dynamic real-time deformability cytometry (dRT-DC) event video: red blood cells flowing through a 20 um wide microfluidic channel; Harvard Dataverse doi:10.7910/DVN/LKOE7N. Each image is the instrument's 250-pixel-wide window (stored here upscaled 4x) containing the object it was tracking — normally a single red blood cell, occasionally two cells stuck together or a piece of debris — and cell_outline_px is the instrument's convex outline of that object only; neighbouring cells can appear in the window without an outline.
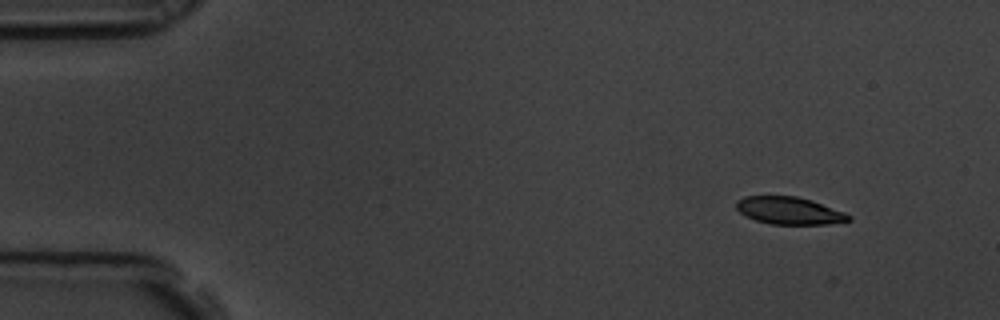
{"species": "common noctule bat (a hibernating species)", "species_latin": "Nyctalus noctula", "temperature_condition": "room temperature", "stored_images_in_passage": 10, "camera_frame_rate_fps": 3000, "um_per_image_px": 0.085, "animal": {"sex": "male", "body_mass_g": 19.5, "forearm_length_mm": 54.6}, "frame": {"image": 1, "passage_image": 1, "time_ms": 0.0, "image_size_px": [1000, 320], "cell_outline_px": [[852, 220], [828, 224], [772, 224], [756, 220], [744, 216], [736, 208], [736, 200], [744, 196], [796, 196], [812, 200], [844, 212], [852, 216]], "centroid_in_image_um": [67.08, 17.9], "position_along_channel_um": 17.9, "area_um2": 17.98}}
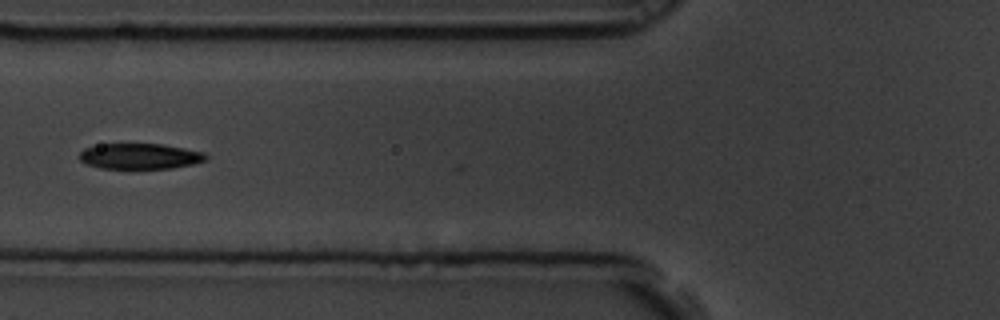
{"frame": {"image": 2, "passage_image": 6, "time_ms": 1.667, "image_size_px": [1000, 320], "cell_outline_px": [[208, 160], [192, 164], [172, 168], [132, 172], [100, 168], [84, 164], [80, 160], [80, 152], [84, 148], [100, 144], [160, 144], [184, 148], [204, 152], [208, 156]], "centroid_in_image_um": [11.87, 13.34], "position_along_channel_um": 113.9, "area_um2": 19.94}}
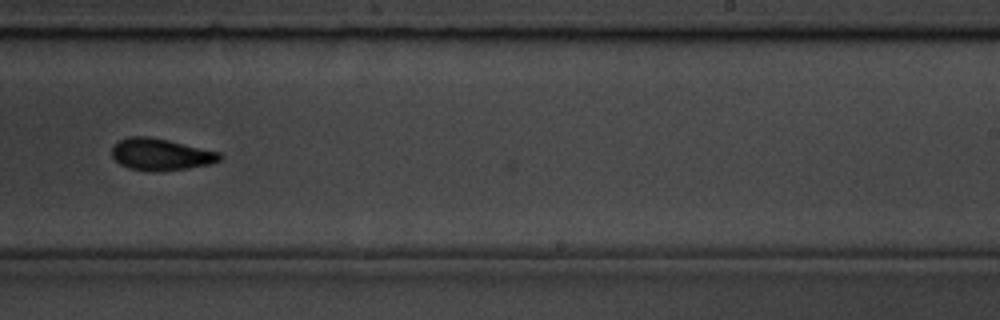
{"frame": {"image": 3, "passage_image": 10, "time_ms": 3.0, "image_size_px": [1000, 320], "cell_outline_px": [[224, 156], [220, 160], [208, 164], [188, 168], [156, 172], [152, 172], [128, 168], [120, 164], [112, 156], [112, 148], [120, 140], [128, 136], [144, 136], [168, 140], [220, 152]], "centroid_in_image_um": [13.67, 13.13], "position_along_channel_um": 275.3, "area_um2": 19.94}}